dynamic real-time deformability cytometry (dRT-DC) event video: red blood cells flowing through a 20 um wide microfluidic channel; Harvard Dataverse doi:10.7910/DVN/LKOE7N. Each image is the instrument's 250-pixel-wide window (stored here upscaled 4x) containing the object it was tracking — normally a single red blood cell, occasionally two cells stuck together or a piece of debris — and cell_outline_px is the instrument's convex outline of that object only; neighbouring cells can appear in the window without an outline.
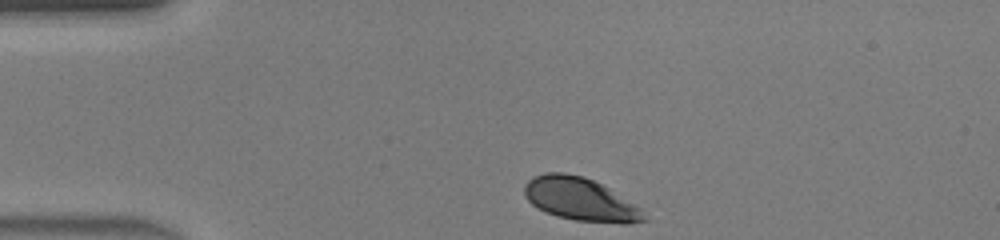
{"species": "human", "species_latin": "Homo sapiens", "temperature_condition": "warm", "stored_images_in_passage": 30, "camera_frame_rate_fps": 3000, "um_per_image_px": 0.085, "donor": {"sex": "male"}, "frame": {"image": 1, "passage_image": 1, "time_ms": 0.0, "image_size_px": [1000, 240], "cell_outline_px": [[648, 220], [628, 224], [620, 224], [576, 220], [556, 216], [544, 212], [532, 204], [524, 196], [524, 184], [532, 176], [544, 172], [564, 172], [584, 176], [608, 188], [640, 208]], "centroid_in_image_um": [49.28, 16.94], "position_along_channel_um": 35.7, "area_um2": 30.06}}
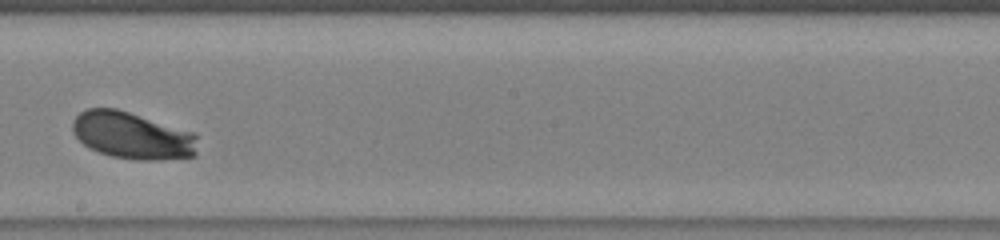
{"frame": {"image": 2, "passage_image": 18, "time_ms": 5.667, "image_size_px": [1000, 240], "cell_outline_px": [[196, 156], [160, 160], [136, 160], [112, 156], [88, 148], [72, 132], [72, 120], [80, 112], [88, 108], [116, 108], [196, 132]], "centroid_in_image_um": [11.25, 11.51], "position_along_channel_um": 236.9, "area_um2": 34.51}}
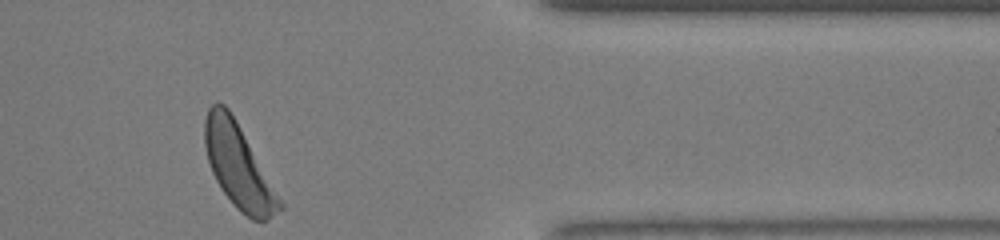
{"frame": {"image": 3, "passage_image": 30, "time_ms": 9.667, "image_size_px": [1000, 240], "cell_outline_px": [[284, 208], [268, 220], [252, 220], [240, 212], [236, 208], [224, 192], [216, 180], [212, 172], [208, 160], [204, 144], [204, 120], [208, 108], [216, 100], [224, 104], [228, 108], [236, 120], [284, 204]], "centroid_in_image_um": [20.26, 14.12], "position_along_channel_um": 391.1, "area_um2": 36.3}, "authors_computed_cell_mechanics": {"area_um2": 33.5529, "velocity_mm_per_s": 4.4026, "shape_relaxation_time_tau1_ms": 1.7276, "shape_relaxation_time_tau2_ms": 5.8366, "deformation_change_tau1": 0.1269, "deformation_change_tau2": 0.2323}}